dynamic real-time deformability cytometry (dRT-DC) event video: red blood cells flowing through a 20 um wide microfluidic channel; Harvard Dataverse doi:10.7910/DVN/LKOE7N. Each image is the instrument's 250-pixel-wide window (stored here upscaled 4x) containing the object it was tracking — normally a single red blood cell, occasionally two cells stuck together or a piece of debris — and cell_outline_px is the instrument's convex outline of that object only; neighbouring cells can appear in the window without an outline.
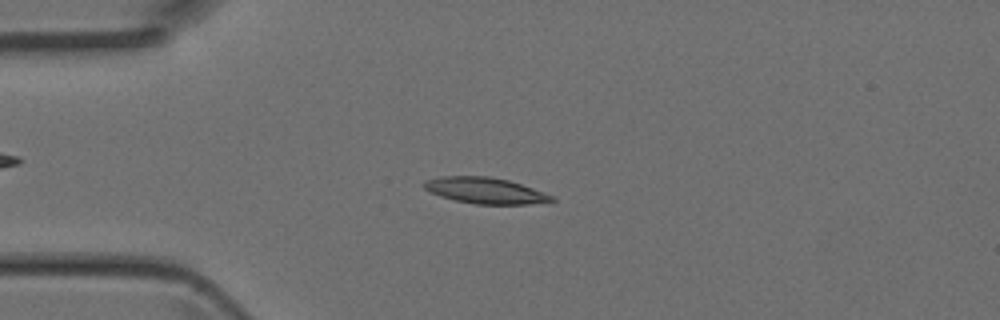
{"species": "Egyptian fruit bat (a non-hibernating species)", "species_latin": "Rousettus aegyptiacus", "temperature_condition": "room temperature", "stored_images_in_passage": 3, "camera_frame_rate_fps": 3000, "um_per_image_px": 0.085, "animal": {"sex": "female"}, "frame": {"image": 1, "passage_image": 3, "time_ms": 0.667, "image_size_px": [1000, 320], "cell_outline_px": [[556, 200], [528, 204], [476, 204], [456, 200], [440, 196], [424, 188], [424, 180], [440, 176], [488, 176], [508, 180], [532, 188], [552, 196]], "centroid_in_image_um": [41.2, 16.19], "position_along_channel_um": 43.8, "area_um2": 19.07}}